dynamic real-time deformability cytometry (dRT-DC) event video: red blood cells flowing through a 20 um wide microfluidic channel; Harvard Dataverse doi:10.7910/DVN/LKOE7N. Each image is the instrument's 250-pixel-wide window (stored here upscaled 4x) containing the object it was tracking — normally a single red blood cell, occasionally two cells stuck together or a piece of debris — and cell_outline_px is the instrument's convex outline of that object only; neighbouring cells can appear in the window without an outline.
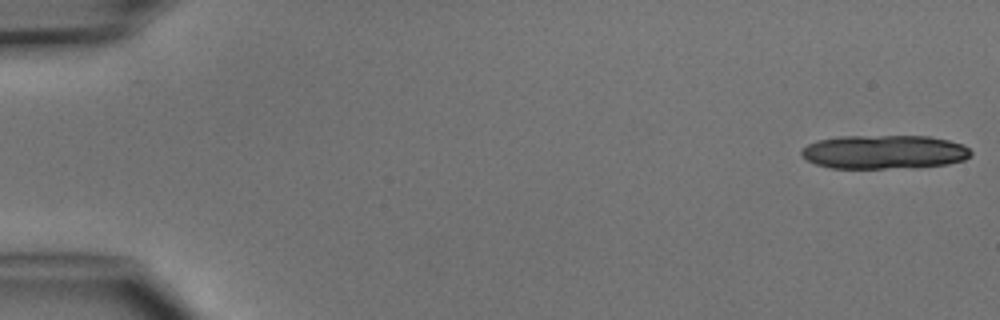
{"species": "common noctule bat (a hibernating species)", "species_latin": "Nyctalus noctula", "temperature_condition": "cold", "stored_images_in_passage": 5, "camera_frame_rate_fps": 3000, "um_per_image_px": 0.085, "animal": {"sex": "male", "body_mass_g": 15.6}, "frame": {"image": 1, "passage_image": 1, "time_ms": 0.0, "image_size_px": [1000, 320], "cell_outline_px": [[972, 152], [964, 160], [948, 164], [916, 168], [832, 168], [816, 164], [808, 160], [800, 152], [800, 148], [816, 140], [840, 136], [928, 136], [948, 140], [964, 144]], "centroid_in_image_um": [75.16, 12.92], "position_along_channel_um": 9.8, "area_um2": 33.7}}